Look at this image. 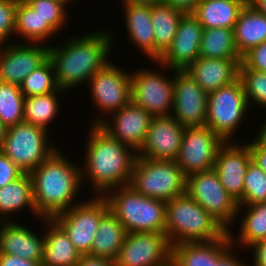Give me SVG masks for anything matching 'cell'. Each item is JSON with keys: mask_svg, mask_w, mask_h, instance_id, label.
<instances>
[{"mask_svg": "<svg viewBox=\"0 0 266 266\" xmlns=\"http://www.w3.org/2000/svg\"><path fill=\"white\" fill-rule=\"evenodd\" d=\"M242 62L249 69L266 73V41L248 51L242 57Z\"/></svg>", "mask_w": 266, "mask_h": 266, "instance_id": "41", "label": "cell"}, {"mask_svg": "<svg viewBox=\"0 0 266 266\" xmlns=\"http://www.w3.org/2000/svg\"><path fill=\"white\" fill-rule=\"evenodd\" d=\"M248 3L258 12L266 15V0H248Z\"/></svg>", "mask_w": 266, "mask_h": 266, "instance_id": "50", "label": "cell"}, {"mask_svg": "<svg viewBox=\"0 0 266 266\" xmlns=\"http://www.w3.org/2000/svg\"><path fill=\"white\" fill-rule=\"evenodd\" d=\"M159 69H134L131 75V101L144 108L153 117L169 116L174 102V70L155 62ZM150 68V69H149ZM162 70L159 72V70ZM168 69V70H167ZM136 70V71H135ZM172 74L167 76L164 72Z\"/></svg>", "mask_w": 266, "mask_h": 266, "instance_id": "9", "label": "cell"}, {"mask_svg": "<svg viewBox=\"0 0 266 266\" xmlns=\"http://www.w3.org/2000/svg\"><path fill=\"white\" fill-rule=\"evenodd\" d=\"M44 223V247L41 266H76L81 253L75 248L64 230L53 219Z\"/></svg>", "mask_w": 266, "mask_h": 266, "instance_id": "24", "label": "cell"}, {"mask_svg": "<svg viewBox=\"0 0 266 266\" xmlns=\"http://www.w3.org/2000/svg\"><path fill=\"white\" fill-rule=\"evenodd\" d=\"M201 0H161L162 3L171 5L173 8L183 11L185 14L192 13Z\"/></svg>", "mask_w": 266, "mask_h": 266, "instance_id": "48", "label": "cell"}, {"mask_svg": "<svg viewBox=\"0 0 266 266\" xmlns=\"http://www.w3.org/2000/svg\"><path fill=\"white\" fill-rule=\"evenodd\" d=\"M23 225V226H22ZM17 220L0 221V253L42 262L44 232L38 234ZM32 229V230H31Z\"/></svg>", "mask_w": 266, "mask_h": 266, "instance_id": "21", "label": "cell"}, {"mask_svg": "<svg viewBox=\"0 0 266 266\" xmlns=\"http://www.w3.org/2000/svg\"><path fill=\"white\" fill-rule=\"evenodd\" d=\"M249 249L253 254L251 266H266V239L256 242Z\"/></svg>", "mask_w": 266, "mask_h": 266, "instance_id": "45", "label": "cell"}, {"mask_svg": "<svg viewBox=\"0 0 266 266\" xmlns=\"http://www.w3.org/2000/svg\"><path fill=\"white\" fill-rule=\"evenodd\" d=\"M76 266H116V262L99 256L83 254Z\"/></svg>", "mask_w": 266, "mask_h": 266, "instance_id": "47", "label": "cell"}, {"mask_svg": "<svg viewBox=\"0 0 266 266\" xmlns=\"http://www.w3.org/2000/svg\"><path fill=\"white\" fill-rule=\"evenodd\" d=\"M49 58V45L17 43L0 45V81L20 86L23 80Z\"/></svg>", "mask_w": 266, "mask_h": 266, "instance_id": "15", "label": "cell"}, {"mask_svg": "<svg viewBox=\"0 0 266 266\" xmlns=\"http://www.w3.org/2000/svg\"><path fill=\"white\" fill-rule=\"evenodd\" d=\"M124 6V27L128 39L146 58L155 62L154 28L151 20V5L128 4Z\"/></svg>", "mask_w": 266, "mask_h": 266, "instance_id": "23", "label": "cell"}, {"mask_svg": "<svg viewBox=\"0 0 266 266\" xmlns=\"http://www.w3.org/2000/svg\"><path fill=\"white\" fill-rule=\"evenodd\" d=\"M24 101L20 86L0 81V120L6 127L24 121Z\"/></svg>", "mask_w": 266, "mask_h": 266, "instance_id": "35", "label": "cell"}, {"mask_svg": "<svg viewBox=\"0 0 266 266\" xmlns=\"http://www.w3.org/2000/svg\"><path fill=\"white\" fill-rule=\"evenodd\" d=\"M129 185L144 196L168 202L186 193V176L175 160L137 156Z\"/></svg>", "mask_w": 266, "mask_h": 266, "instance_id": "6", "label": "cell"}, {"mask_svg": "<svg viewBox=\"0 0 266 266\" xmlns=\"http://www.w3.org/2000/svg\"><path fill=\"white\" fill-rule=\"evenodd\" d=\"M66 92L68 91L59 88L57 91L47 94L25 97L24 122L49 131L50 123H54L55 119L58 118V112L61 109L59 108V101H61L59 97Z\"/></svg>", "mask_w": 266, "mask_h": 266, "instance_id": "33", "label": "cell"}, {"mask_svg": "<svg viewBox=\"0 0 266 266\" xmlns=\"http://www.w3.org/2000/svg\"><path fill=\"white\" fill-rule=\"evenodd\" d=\"M89 128L84 164H81L83 186L89 180L94 195L103 196L111 189L129 185L137 152L98 124Z\"/></svg>", "mask_w": 266, "mask_h": 266, "instance_id": "1", "label": "cell"}, {"mask_svg": "<svg viewBox=\"0 0 266 266\" xmlns=\"http://www.w3.org/2000/svg\"><path fill=\"white\" fill-rule=\"evenodd\" d=\"M49 132L24 121L12 125L7 127L0 151L24 173H30L58 149L50 142Z\"/></svg>", "mask_w": 266, "mask_h": 266, "instance_id": "8", "label": "cell"}, {"mask_svg": "<svg viewBox=\"0 0 266 266\" xmlns=\"http://www.w3.org/2000/svg\"><path fill=\"white\" fill-rule=\"evenodd\" d=\"M25 208L30 209L33 217L41 219L35 209L32 179L29 173H24L17 180L0 188V221H12L11 218L14 216L12 214L26 210Z\"/></svg>", "mask_w": 266, "mask_h": 266, "instance_id": "29", "label": "cell"}, {"mask_svg": "<svg viewBox=\"0 0 266 266\" xmlns=\"http://www.w3.org/2000/svg\"><path fill=\"white\" fill-rule=\"evenodd\" d=\"M117 63L108 62L91 76L89 86L92 104L99 109V115L91 124H99L109 114L131 102V75Z\"/></svg>", "mask_w": 266, "mask_h": 266, "instance_id": "10", "label": "cell"}, {"mask_svg": "<svg viewBox=\"0 0 266 266\" xmlns=\"http://www.w3.org/2000/svg\"><path fill=\"white\" fill-rule=\"evenodd\" d=\"M208 93L185 70H174V102L171 116L182 126H205Z\"/></svg>", "mask_w": 266, "mask_h": 266, "instance_id": "16", "label": "cell"}, {"mask_svg": "<svg viewBox=\"0 0 266 266\" xmlns=\"http://www.w3.org/2000/svg\"><path fill=\"white\" fill-rule=\"evenodd\" d=\"M250 109L243 84L238 78L208 94L205 126L210 127L225 142L234 141V135L249 116L246 113Z\"/></svg>", "mask_w": 266, "mask_h": 266, "instance_id": "7", "label": "cell"}, {"mask_svg": "<svg viewBox=\"0 0 266 266\" xmlns=\"http://www.w3.org/2000/svg\"><path fill=\"white\" fill-rule=\"evenodd\" d=\"M24 172L0 151V188L17 180Z\"/></svg>", "mask_w": 266, "mask_h": 266, "instance_id": "42", "label": "cell"}, {"mask_svg": "<svg viewBox=\"0 0 266 266\" xmlns=\"http://www.w3.org/2000/svg\"><path fill=\"white\" fill-rule=\"evenodd\" d=\"M104 29L85 35L67 36L68 40L65 39L60 46L49 44V59L60 89L69 93V89L85 85L94 73L111 61L109 58L114 39L112 32Z\"/></svg>", "mask_w": 266, "mask_h": 266, "instance_id": "2", "label": "cell"}, {"mask_svg": "<svg viewBox=\"0 0 266 266\" xmlns=\"http://www.w3.org/2000/svg\"><path fill=\"white\" fill-rule=\"evenodd\" d=\"M185 13L162 2L151 5V20L154 28L155 62L171 45L180 19Z\"/></svg>", "mask_w": 266, "mask_h": 266, "instance_id": "30", "label": "cell"}, {"mask_svg": "<svg viewBox=\"0 0 266 266\" xmlns=\"http://www.w3.org/2000/svg\"><path fill=\"white\" fill-rule=\"evenodd\" d=\"M18 1L0 0V45L11 42L9 38L14 36Z\"/></svg>", "mask_w": 266, "mask_h": 266, "instance_id": "40", "label": "cell"}, {"mask_svg": "<svg viewBox=\"0 0 266 266\" xmlns=\"http://www.w3.org/2000/svg\"><path fill=\"white\" fill-rule=\"evenodd\" d=\"M199 57L242 59L235 46L234 29L223 27L204 29Z\"/></svg>", "mask_w": 266, "mask_h": 266, "instance_id": "34", "label": "cell"}, {"mask_svg": "<svg viewBox=\"0 0 266 266\" xmlns=\"http://www.w3.org/2000/svg\"><path fill=\"white\" fill-rule=\"evenodd\" d=\"M227 232L187 193L166 202L165 234L171 246L218 240Z\"/></svg>", "mask_w": 266, "mask_h": 266, "instance_id": "4", "label": "cell"}, {"mask_svg": "<svg viewBox=\"0 0 266 266\" xmlns=\"http://www.w3.org/2000/svg\"><path fill=\"white\" fill-rule=\"evenodd\" d=\"M0 266H41V263L22 259L15 255L0 253Z\"/></svg>", "mask_w": 266, "mask_h": 266, "instance_id": "46", "label": "cell"}, {"mask_svg": "<svg viewBox=\"0 0 266 266\" xmlns=\"http://www.w3.org/2000/svg\"><path fill=\"white\" fill-rule=\"evenodd\" d=\"M238 248H234L231 244L217 259V264L213 266H250L248 263L239 260L236 252ZM234 254V255H233Z\"/></svg>", "mask_w": 266, "mask_h": 266, "instance_id": "43", "label": "cell"}, {"mask_svg": "<svg viewBox=\"0 0 266 266\" xmlns=\"http://www.w3.org/2000/svg\"><path fill=\"white\" fill-rule=\"evenodd\" d=\"M186 193L227 231L235 228L239 205L221 185L214 168L187 176Z\"/></svg>", "mask_w": 266, "mask_h": 266, "instance_id": "11", "label": "cell"}, {"mask_svg": "<svg viewBox=\"0 0 266 266\" xmlns=\"http://www.w3.org/2000/svg\"><path fill=\"white\" fill-rule=\"evenodd\" d=\"M38 15L46 21L49 26L58 34L69 20V4L73 0H28L26 1Z\"/></svg>", "mask_w": 266, "mask_h": 266, "instance_id": "37", "label": "cell"}, {"mask_svg": "<svg viewBox=\"0 0 266 266\" xmlns=\"http://www.w3.org/2000/svg\"><path fill=\"white\" fill-rule=\"evenodd\" d=\"M126 233L122 223L108 211L101 218L89 254L116 261Z\"/></svg>", "mask_w": 266, "mask_h": 266, "instance_id": "31", "label": "cell"}, {"mask_svg": "<svg viewBox=\"0 0 266 266\" xmlns=\"http://www.w3.org/2000/svg\"><path fill=\"white\" fill-rule=\"evenodd\" d=\"M62 152L55 150L29 173L35 209L42 219H52L79 203L77 198L83 187L81 164Z\"/></svg>", "mask_w": 266, "mask_h": 266, "instance_id": "3", "label": "cell"}, {"mask_svg": "<svg viewBox=\"0 0 266 266\" xmlns=\"http://www.w3.org/2000/svg\"><path fill=\"white\" fill-rule=\"evenodd\" d=\"M248 0H201L192 15L204 29H234L238 16Z\"/></svg>", "mask_w": 266, "mask_h": 266, "instance_id": "27", "label": "cell"}, {"mask_svg": "<svg viewBox=\"0 0 266 266\" xmlns=\"http://www.w3.org/2000/svg\"><path fill=\"white\" fill-rule=\"evenodd\" d=\"M7 127L0 120V148L2 146L3 140L5 139Z\"/></svg>", "mask_w": 266, "mask_h": 266, "instance_id": "52", "label": "cell"}, {"mask_svg": "<svg viewBox=\"0 0 266 266\" xmlns=\"http://www.w3.org/2000/svg\"><path fill=\"white\" fill-rule=\"evenodd\" d=\"M224 143L210 127H186L175 162L186 177L210 170L214 167L218 150Z\"/></svg>", "mask_w": 266, "mask_h": 266, "instance_id": "13", "label": "cell"}, {"mask_svg": "<svg viewBox=\"0 0 266 266\" xmlns=\"http://www.w3.org/2000/svg\"><path fill=\"white\" fill-rule=\"evenodd\" d=\"M266 202V173L253 161L244 176L243 198L238 205Z\"/></svg>", "mask_w": 266, "mask_h": 266, "instance_id": "39", "label": "cell"}, {"mask_svg": "<svg viewBox=\"0 0 266 266\" xmlns=\"http://www.w3.org/2000/svg\"><path fill=\"white\" fill-rule=\"evenodd\" d=\"M109 211L122 223L127 233H165L166 202L136 192L130 185L105 193Z\"/></svg>", "mask_w": 266, "mask_h": 266, "instance_id": "5", "label": "cell"}, {"mask_svg": "<svg viewBox=\"0 0 266 266\" xmlns=\"http://www.w3.org/2000/svg\"><path fill=\"white\" fill-rule=\"evenodd\" d=\"M88 199H83V202L78 200L79 203L52 218L81 255L91 252L101 218L109 211L104 196L93 197L92 194V198Z\"/></svg>", "mask_w": 266, "mask_h": 266, "instance_id": "12", "label": "cell"}, {"mask_svg": "<svg viewBox=\"0 0 266 266\" xmlns=\"http://www.w3.org/2000/svg\"><path fill=\"white\" fill-rule=\"evenodd\" d=\"M246 143L249 145L252 161L266 173V147L260 146L254 139Z\"/></svg>", "mask_w": 266, "mask_h": 266, "instance_id": "44", "label": "cell"}, {"mask_svg": "<svg viewBox=\"0 0 266 266\" xmlns=\"http://www.w3.org/2000/svg\"><path fill=\"white\" fill-rule=\"evenodd\" d=\"M185 127L171 115L153 117L145 141L137 156L148 159L175 160Z\"/></svg>", "mask_w": 266, "mask_h": 266, "instance_id": "20", "label": "cell"}, {"mask_svg": "<svg viewBox=\"0 0 266 266\" xmlns=\"http://www.w3.org/2000/svg\"><path fill=\"white\" fill-rule=\"evenodd\" d=\"M123 5L128 4H149L154 5L156 3H160L161 0H121Z\"/></svg>", "mask_w": 266, "mask_h": 266, "instance_id": "51", "label": "cell"}, {"mask_svg": "<svg viewBox=\"0 0 266 266\" xmlns=\"http://www.w3.org/2000/svg\"><path fill=\"white\" fill-rule=\"evenodd\" d=\"M241 62L242 59L198 57L185 71L209 94L236 81Z\"/></svg>", "mask_w": 266, "mask_h": 266, "instance_id": "22", "label": "cell"}, {"mask_svg": "<svg viewBox=\"0 0 266 266\" xmlns=\"http://www.w3.org/2000/svg\"><path fill=\"white\" fill-rule=\"evenodd\" d=\"M204 28L192 13L184 14L175 37L157 63L173 70H185L199 57Z\"/></svg>", "mask_w": 266, "mask_h": 266, "instance_id": "19", "label": "cell"}, {"mask_svg": "<svg viewBox=\"0 0 266 266\" xmlns=\"http://www.w3.org/2000/svg\"><path fill=\"white\" fill-rule=\"evenodd\" d=\"M239 218L241 222H239L238 237L235 238L236 232L234 234L231 230L228 231L231 244L234 247L240 248L242 246L239 250H242V248L248 249L256 242L266 239V202L239 205L236 219Z\"/></svg>", "mask_w": 266, "mask_h": 266, "instance_id": "26", "label": "cell"}, {"mask_svg": "<svg viewBox=\"0 0 266 266\" xmlns=\"http://www.w3.org/2000/svg\"><path fill=\"white\" fill-rule=\"evenodd\" d=\"M57 33L46 21L38 15L37 11L25 1L19 0L16 9L14 35L25 39V43L46 44Z\"/></svg>", "mask_w": 266, "mask_h": 266, "instance_id": "32", "label": "cell"}, {"mask_svg": "<svg viewBox=\"0 0 266 266\" xmlns=\"http://www.w3.org/2000/svg\"><path fill=\"white\" fill-rule=\"evenodd\" d=\"M163 266H177L173 261H172V259L168 262V263H166L165 265H163Z\"/></svg>", "mask_w": 266, "mask_h": 266, "instance_id": "53", "label": "cell"}, {"mask_svg": "<svg viewBox=\"0 0 266 266\" xmlns=\"http://www.w3.org/2000/svg\"><path fill=\"white\" fill-rule=\"evenodd\" d=\"M172 246L165 233H126L116 266H163L171 260Z\"/></svg>", "mask_w": 266, "mask_h": 266, "instance_id": "14", "label": "cell"}, {"mask_svg": "<svg viewBox=\"0 0 266 266\" xmlns=\"http://www.w3.org/2000/svg\"><path fill=\"white\" fill-rule=\"evenodd\" d=\"M238 143L225 142L218 150L213 168L221 185L239 204L243 198L244 176L252 157L249 145Z\"/></svg>", "mask_w": 266, "mask_h": 266, "instance_id": "17", "label": "cell"}, {"mask_svg": "<svg viewBox=\"0 0 266 266\" xmlns=\"http://www.w3.org/2000/svg\"><path fill=\"white\" fill-rule=\"evenodd\" d=\"M231 245L228 232L218 240L186 242L172 246V261L177 266H213Z\"/></svg>", "mask_w": 266, "mask_h": 266, "instance_id": "25", "label": "cell"}, {"mask_svg": "<svg viewBox=\"0 0 266 266\" xmlns=\"http://www.w3.org/2000/svg\"><path fill=\"white\" fill-rule=\"evenodd\" d=\"M266 41V15L248 2L241 10L234 27L236 49L243 57L253 47Z\"/></svg>", "mask_w": 266, "mask_h": 266, "instance_id": "28", "label": "cell"}, {"mask_svg": "<svg viewBox=\"0 0 266 266\" xmlns=\"http://www.w3.org/2000/svg\"><path fill=\"white\" fill-rule=\"evenodd\" d=\"M58 89L54 66L49 58L32 71L20 85L25 97L43 95Z\"/></svg>", "mask_w": 266, "mask_h": 266, "instance_id": "36", "label": "cell"}, {"mask_svg": "<svg viewBox=\"0 0 266 266\" xmlns=\"http://www.w3.org/2000/svg\"><path fill=\"white\" fill-rule=\"evenodd\" d=\"M108 116L111 117H106L98 125L137 152L145 141L153 116L132 101Z\"/></svg>", "mask_w": 266, "mask_h": 266, "instance_id": "18", "label": "cell"}, {"mask_svg": "<svg viewBox=\"0 0 266 266\" xmlns=\"http://www.w3.org/2000/svg\"><path fill=\"white\" fill-rule=\"evenodd\" d=\"M254 140L263 147H266V121L258 128Z\"/></svg>", "mask_w": 266, "mask_h": 266, "instance_id": "49", "label": "cell"}, {"mask_svg": "<svg viewBox=\"0 0 266 266\" xmlns=\"http://www.w3.org/2000/svg\"><path fill=\"white\" fill-rule=\"evenodd\" d=\"M241 80L248 106L256 105L259 109H266V73L249 69L243 62L239 66Z\"/></svg>", "mask_w": 266, "mask_h": 266, "instance_id": "38", "label": "cell"}]
</instances>
